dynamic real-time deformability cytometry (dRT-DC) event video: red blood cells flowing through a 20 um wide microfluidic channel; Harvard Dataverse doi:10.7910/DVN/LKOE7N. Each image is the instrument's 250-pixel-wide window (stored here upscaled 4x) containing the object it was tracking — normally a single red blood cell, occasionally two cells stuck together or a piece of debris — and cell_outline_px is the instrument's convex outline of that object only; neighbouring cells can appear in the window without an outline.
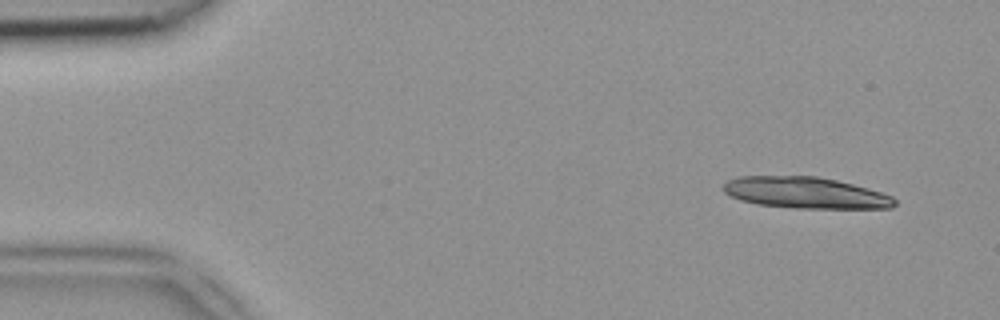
{"species": "common noctule bat (a hibernating species)", "species_latin": "Nyctalus noctula", "temperature_condition": "room temperature", "stored_images_in_passage": 13, "camera_frame_rate_fps": 3000, "um_per_image_px": 0.085, "animal": {"sex": "female", "body_mass_g": 18.4}, "frame": {"image": 1, "passage_image": 4, "time_ms": 1.0, "image_size_px": [1000, 320], "cell_outline_px": [[896, 204], [892, 208], [796, 208], [756, 204], [740, 200], [724, 192], [720, 188], [728, 180], [736, 176], [816, 176], [836, 180], [868, 188], [892, 196], [896, 200]], "centroid_in_image_um": [68.43, 16.38], "position_along_channel_um": 16.6, "area_um2": 31.33}}